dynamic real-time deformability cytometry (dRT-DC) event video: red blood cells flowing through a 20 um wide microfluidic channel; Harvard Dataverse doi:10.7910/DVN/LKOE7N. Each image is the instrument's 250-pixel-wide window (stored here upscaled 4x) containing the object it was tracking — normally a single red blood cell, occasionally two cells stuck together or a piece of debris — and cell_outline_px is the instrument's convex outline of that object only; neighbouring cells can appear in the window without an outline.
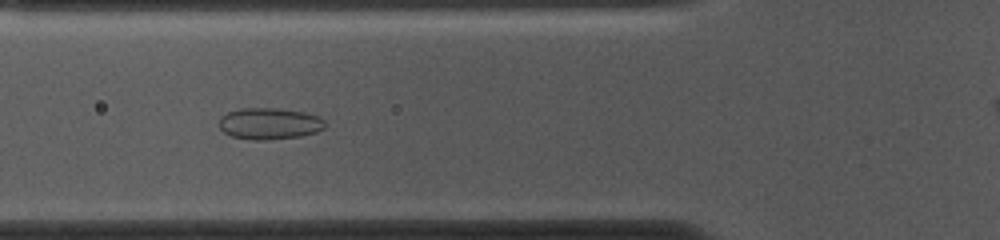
{"species": "common noctule bat (a hibernating species)", "species_latin": "Nyctalus noctula", "temperature_condition": "cold", "stored_images_in_passage": 41, "camera_frame_rate_fps": 3000, "um_per_image_px": 0.085, "animal": {"sex": "female", "body_mass_g": 10.0, "forearm_length_mm": 53.1}, "frame": {"image": 1, "passage_image": 12, "time_ms": 3.667, "image_size_px": [1000, 240], "cell_outline_px": [[324, 128], [316, 132], [300, 136], [264, 140], [248, 140], [232, 136], [224, 132], [220, 128], [220, 120], [228, 112], [240, 108], [276, 108], [304, 112], [320, 116], [324, 120]], "centroid_in_image_um": [22.92, 10.51], "position_along_channel_um": 102.9, "area_um2": 19.36}}
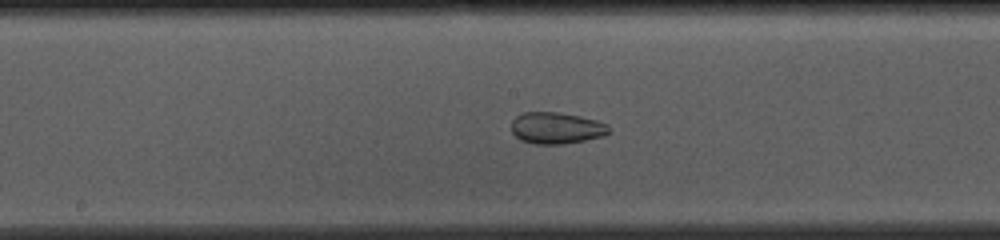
{"frame": {"image": 2, "passage_image": 20, "time_ms": 6.333, "image_size_px": [1000, 240], "cell_outline_px": [[612, 128], [604, 136], [584, 140], [560, 144], [536, 144], [520, 140], [512, 132], [512, 120], [520, 112], [556, 112], [580, 116], [596, 120], [608, 124]], "centroid_in_image_um": [47.29, 10.87], "position_along_channel_um": 200.9, "area_um2": 17.98}}
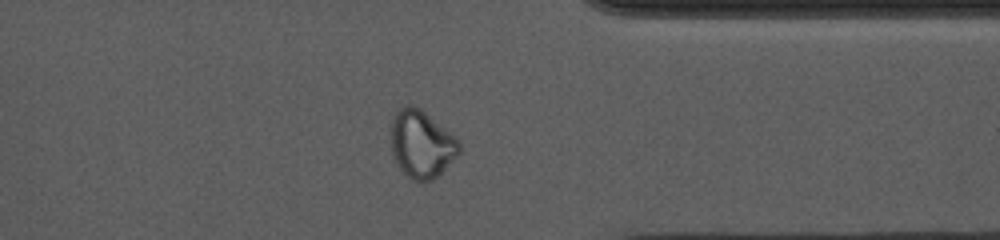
{"frame": {"image": 3, "passage_image": 35, "time_ms": 11.333, "image_size_px": [1000, 240], "cell_outline_px": [[460, 152], [432, 180], [412, 180], [400, 168], [392, 156], [392, 116], [404, 104], [412, 104], [420, 108], [456, 136], [460, 140]], "centroid_in_image_um": [35.83, 12.2], "position_along_channel_um": 375.6, "area_um2": 26.65}, "authors_computed_cell_mechanics": {"area_um2": 21.2704, "velocity_mm_per_s": 3.6586, "shape_relaxation_time_tau1_ms": null, "shape_relaxation_time_tau2_ms": 1.8741, "deformation_change_tau1": null, "deformation_change_tau2": 0.0616}}